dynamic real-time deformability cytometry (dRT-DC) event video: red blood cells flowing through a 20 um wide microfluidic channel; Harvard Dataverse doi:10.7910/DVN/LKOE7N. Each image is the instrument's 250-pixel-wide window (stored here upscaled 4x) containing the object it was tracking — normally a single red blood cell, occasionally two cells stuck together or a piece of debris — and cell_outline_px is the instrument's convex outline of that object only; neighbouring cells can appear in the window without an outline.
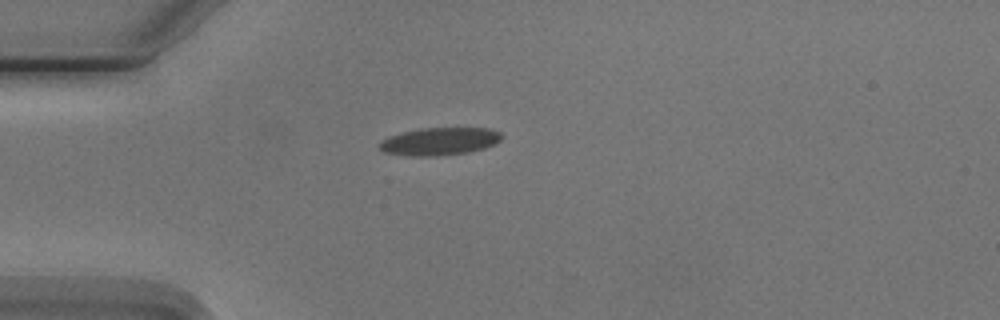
{"species": "Egyptian fruit bat (a non-hibernating species)", "species_latin": "Rousettus aegyptiacus", "temperature_condition": "cold", "stored_images_in_passage": 5, "camera_frame_rate_fps": 3000, "um_per_image_px": 0.085, "animal": {"sex": "male"}, "frame": {"image": 1, "passage_image": 5, "time_ms": 5.667, "image_size_px": [1000, 320], "cell_outline_px": [[504, 136], [500, 140], [484, 148], [468, 152], [436, 156], [404, 156], [384, 152], [376, 148], [380, 140], [404, 132], [424, 128], [488, 128], [500, 132]], "centroid_in_image_um": [37.32, 12.03], "position_along_channel_um": 47.7, "area_um2": 19.71}}